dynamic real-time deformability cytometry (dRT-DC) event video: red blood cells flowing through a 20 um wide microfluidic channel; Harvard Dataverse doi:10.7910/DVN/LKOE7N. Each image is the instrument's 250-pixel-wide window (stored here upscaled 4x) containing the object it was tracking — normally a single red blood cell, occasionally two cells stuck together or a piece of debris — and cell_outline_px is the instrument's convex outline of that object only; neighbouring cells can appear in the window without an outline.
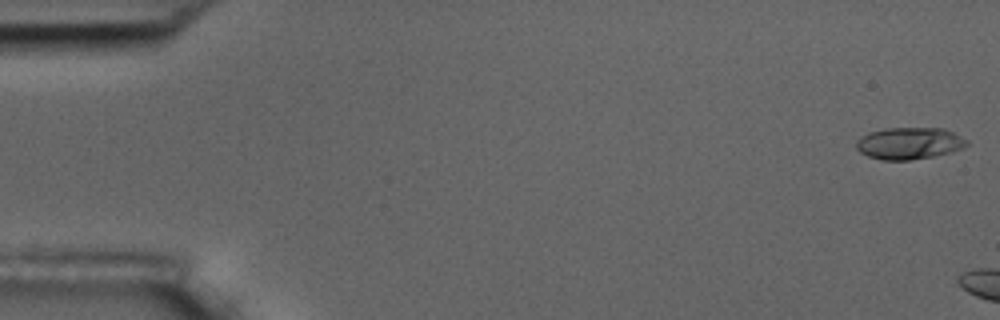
{"species": "common noctule bat (a hibernating species)", "species_latin": "Nyctalus noctula", "temperature_condition": "room temperature", "stored_images_in_passage": 6, "camera_frame_rate_fps": 3000, "um_per_image_px": 0.085, "animal": {"sex": "male", "body_mass_g": 17.5, "forearm_length_mm": 52.3}, "frame": {"image": 1, "passage_image": 1, "time_ms": 0.0, "image_size_px": [1000, 320], "cell_outline_px": [[968, 144], [964, 148], [952, 152], [932, 156], [908, 160], [880, 160], [868, 156], [860, 152], [856, 148], [856, 140], [860, 136], [868, 132], [884, 128], [944, 128], [968, 140]], "centroid_in_image_um": [77.26, 12.17], "position_along_channel_um": 7.7, "area_um2": 20.69}}